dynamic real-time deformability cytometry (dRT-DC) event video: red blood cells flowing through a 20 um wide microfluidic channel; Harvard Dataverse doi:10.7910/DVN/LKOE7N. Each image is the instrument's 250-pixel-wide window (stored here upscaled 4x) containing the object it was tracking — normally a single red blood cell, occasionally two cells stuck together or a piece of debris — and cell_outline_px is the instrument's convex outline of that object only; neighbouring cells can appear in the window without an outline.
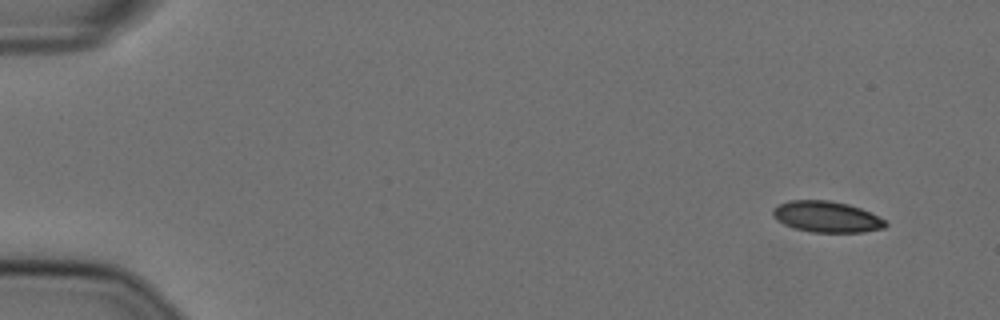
{"species": "Egyptian fruit bat (a non-hibernating species)", "species_latin": "Rousettus aegyptiacus", "temperature_condition": "cold", "stored_images_in_passage": 10, "camera_frame_rate_fps": 3000, "um_per_image_px": 0.085, "animal": {"sex": "female"}, "frame": {"image": 1, "passage_image": 1, "time_ms": 0.0, "image_size_px": [1000, 320], "cell_outline_px": [[888, 224], [884, 228], [864, 232], [812, 232], [792, 228], [776, 220], [772, 216], [772, 208], [788, 200], [828, 200], [848, 204], [860, 208], [884, 220]], "centroid_in_image_um": [70.21, 18.43], "position_along_channel_um": 14.8, "area_um2": 20.4}}